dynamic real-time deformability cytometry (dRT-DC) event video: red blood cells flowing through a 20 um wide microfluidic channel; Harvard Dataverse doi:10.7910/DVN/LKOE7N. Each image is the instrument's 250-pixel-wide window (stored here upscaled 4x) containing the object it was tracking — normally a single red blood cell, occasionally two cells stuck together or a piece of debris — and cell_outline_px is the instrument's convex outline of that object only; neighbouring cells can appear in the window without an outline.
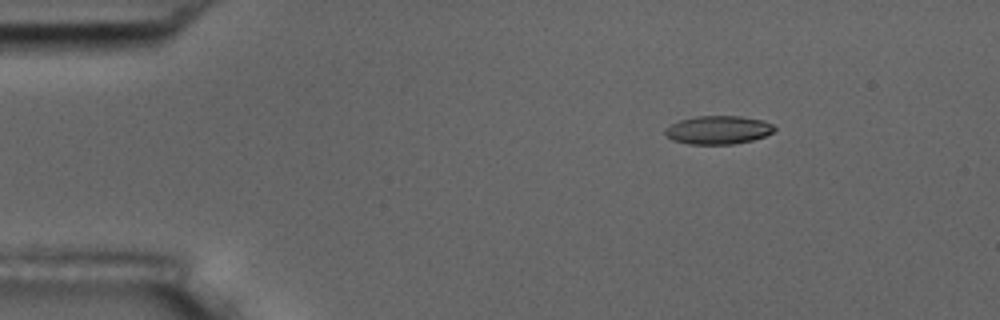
{"species": "common noctule bat (a hibernating species)", "species_latin": "Nyctalus noctula", "temperature_condition": "room temperature", "stored_images_in_passage": 3, "camera_frame_rate_fps": 3000, "um_per_image_px": 0.085, "animal": {"sex": "male", "body_mass_g": 17.5, "forearm_length_mm": 52.3}, "frame": {"image": 1, "passage_image": 1, "time_ms": 0.0, "image_size_px": [1000, 320], "cell_outline_px": [[776, 128], [772, 132], [764, 136], [752, 140], [732, 144], [688, 144], [672, 140], [664, 132], [664, 128], [680, 120], [696, 116], [740, 116], [764, 120], [772, 124]], "centroid_in_image_um": [61.04, 11.04], "position_along_channel_um": 24.0, "area_um2": 18.03}}